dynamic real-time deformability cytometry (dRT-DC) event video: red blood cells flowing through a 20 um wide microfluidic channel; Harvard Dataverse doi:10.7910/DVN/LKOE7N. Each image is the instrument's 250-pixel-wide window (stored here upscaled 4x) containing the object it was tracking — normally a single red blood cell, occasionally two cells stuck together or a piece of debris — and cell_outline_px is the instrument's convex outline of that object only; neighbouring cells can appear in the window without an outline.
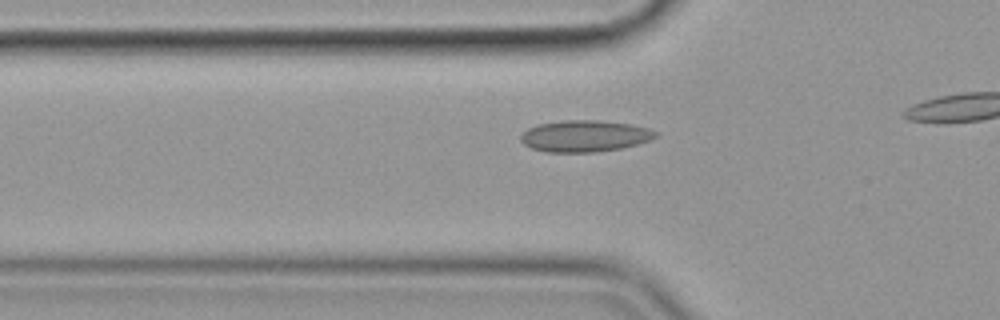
{"species": "common noctule bat (a hibernating species)", "species_latin": "Nyctalus noctula", "temperature_condition": "cold", "stored_images_in_passage": 21, "camera_frame_rate_fps": 3000, "um_per_image_px": 0.085, "animal": {"sex": "female", "body_mass_g": 19.9}, "frame": {"image": 1, "passage_image": 15, "time_ms": 4.667, "image_size_px": [1000, 320], "cell_outline_px": [[660, 132], [656, 136], [648, 140], [636, 144], [620, 148], [596, 152], [548, 152], [532, 148], [524, 144], [520, 140], [520, 136], [528, 128], [536, 124], [564, 120], [600, 120], [632, 124], [648, 128]], "centroid_in_image_um": [49.69, 11.55], "position_along_channel_um": 76.1, "area_um2": 24.8}}